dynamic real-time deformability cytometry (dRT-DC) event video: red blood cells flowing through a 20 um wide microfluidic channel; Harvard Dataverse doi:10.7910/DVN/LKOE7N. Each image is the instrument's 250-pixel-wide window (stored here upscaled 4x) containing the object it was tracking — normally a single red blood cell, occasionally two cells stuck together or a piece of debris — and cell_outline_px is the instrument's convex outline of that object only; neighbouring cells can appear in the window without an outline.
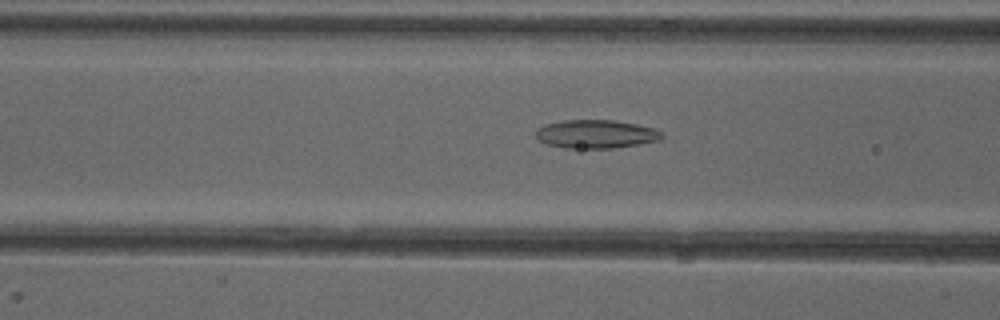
{"species": "common noctule bat (a hibernating species)", "species_latin": "Nyctalus noctula", "temperature_condition": "cold", "stored_images_in_passage": 34, "camera_frame_rate_fps": 3000, "um_per_image_px": 0.085, "animal": {"sex": "female"}, "frame": {"image": 1, "passage_image": 20, "time_ms": 6.333, "image_size_px": [1000, 320], "cell_outline_px": [[664, 136], [660, 140], [640, 144], [612, 148], [564, 148], [548, 144], [540, 140], [536, 136], [536, 128], [544, 124], [564, 120], [616, 120], [636, 124], [652, 128], [660, 132]], "centroid_in_image_um": [50.64, 11.39], "position_along_channel_um": 116.0, "area_um2": 20.87}}
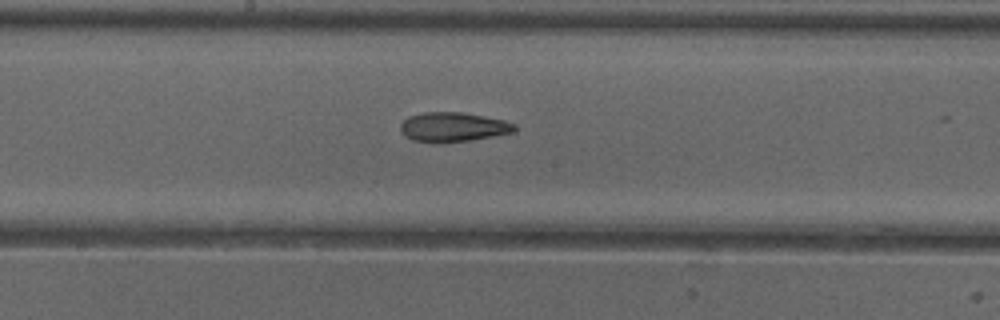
{"frame": {"image": 2, "passage_image": 27, "time_ms": 8.667, "image_size_px": [1000, 320], "cell_outline_px": [[516, 128], [512, 132], [492, 136], [468, 140], [412, 140], [404, 136], [400, 132], [400, 124], [408, 116], [424, 112], [464, 112], [504, 120], [516, 124]], "centroid_in_image_um": [38.5, 10.75], "position_along_channel_um": 209.7, "area_um2": 18.96}}
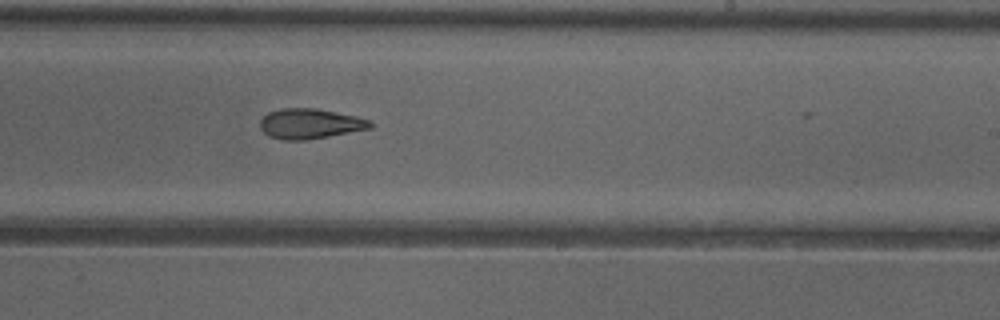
{"frame": {"image": 3, "passage_image": 31, "time_ms": 10.0, "image_size_px": [1000, 320], "cell_outline_px": [[372, 128], [328, 136], [304, 140], [284, 140], [268, 136], [260, 128], [260, 120], [268, 112], [280, 108], [316, 108], [356, 116], [372, 120]], "centroid_in_image_um": [26.34, 10.51], "position_along_channel_um": 262.7, "area_um2": 19.36}}